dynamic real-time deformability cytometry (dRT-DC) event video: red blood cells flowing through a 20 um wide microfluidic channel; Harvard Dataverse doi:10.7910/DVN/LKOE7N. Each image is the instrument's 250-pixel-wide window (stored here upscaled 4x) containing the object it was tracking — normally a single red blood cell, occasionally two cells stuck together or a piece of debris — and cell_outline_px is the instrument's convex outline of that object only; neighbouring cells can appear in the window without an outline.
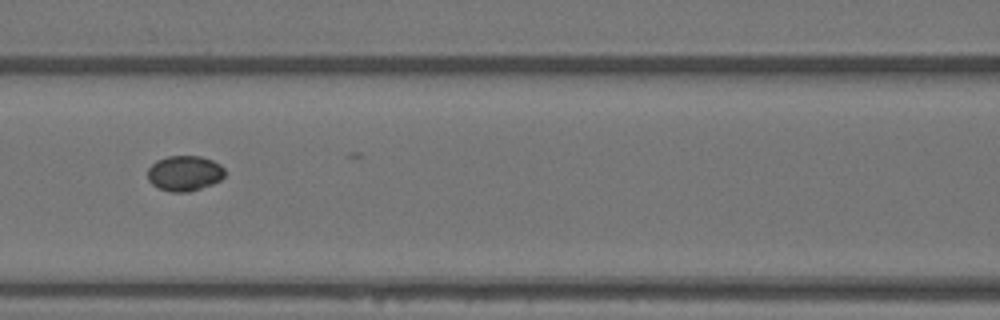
{"species": "Egyptian fruit bat (a non-hibernating species)", "species_latin": "Rousettus aegyptiacus", "temperature_condition": "warm", "stored_images_in_passage": 15, "camera_frame_rate_fps": 3000, "um_per_image_px": 0.085, "animal": {"sex": "female"}, "frame": {"image": 1, "passage_image": 7, "time_ms": 2.0, "image_size_px": [1000, 320], "cell_outline_px": [[224, 176], [220, 180], [212, 184], [188, 192], [172, 192], [156, 188], [148, 180], [148, 168], [156, 160], [168, 156], [200, 156], [212, 160], [220, 164], [224, 168]], "centroid_in_image_um": [15.67, 14.73], "position_along_channel_um": 150.9, "area_um2": 15.95}}
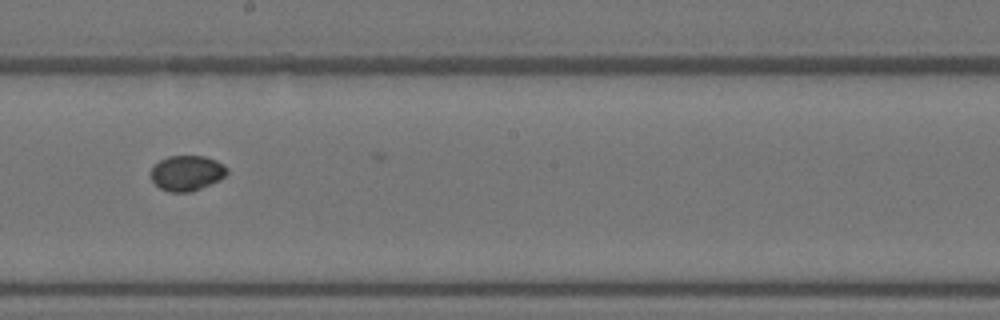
{"frame": {"image": 2, "passage_image": 9, "time_ms": 2.667, "image_size_px": [1000, 320], "cell_outline_px": [[228, 172], [224, 176], [192, 192], [168, 192], [160, 188], [152, 180], [152, 168], [160, 160], [168, 156], [204, 156], [216, 160], [224, 164], [228, 168]], "centroid_in_image_um": [15.88, 14.7], "position_along_channel_um": 232.3, "area_um2": 15.43}}
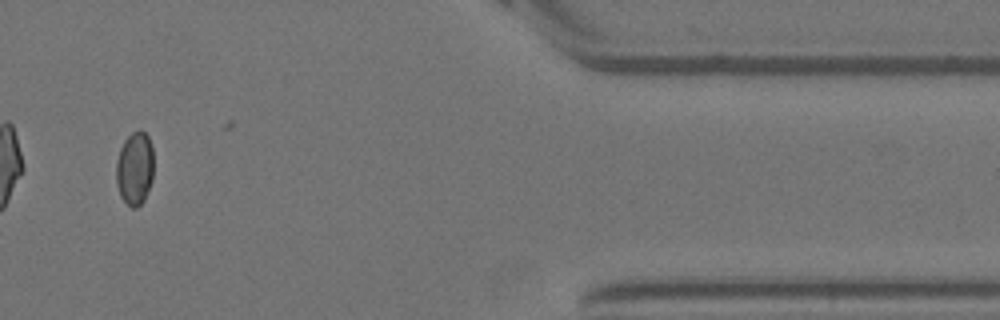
{"frame": {"image": 3, "passage_image": 14, "time_ms": 4.333, "image_size_px": [1000, 320], "cell_outline_px": [[152, 180], [144, 200], [136, 208], [132, 208], [120, 196], [116, 184], [116, 160], [120, 148], [124, 140], [132, 132], [140, 128], [148, 136], [152, 148]], "centroid_in_image_um": [11.43, 14.3], "position_along_channel_um": 400.0, "area_um2": 16.07}}